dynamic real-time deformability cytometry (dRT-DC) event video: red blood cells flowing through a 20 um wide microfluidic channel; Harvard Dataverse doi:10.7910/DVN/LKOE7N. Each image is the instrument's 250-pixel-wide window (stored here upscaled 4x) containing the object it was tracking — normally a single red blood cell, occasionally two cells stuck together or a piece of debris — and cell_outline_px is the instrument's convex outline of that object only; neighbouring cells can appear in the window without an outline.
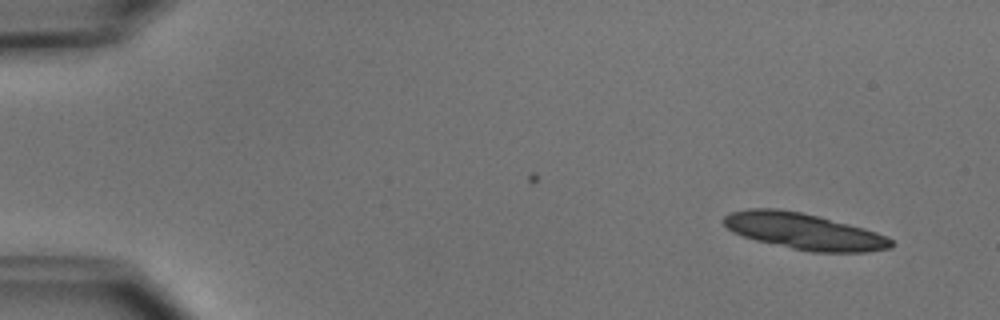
{"species": "common noctule bat (a hibernating species)", "species_latin": "Nyctalus noctula", "temperature_condition": "cold", "stored_images_in_passage": 5, "camera_frame_rate_fps": 3000, "um_per_image_px": 0.085, "animal": {"sex": "male", "body_mass_g": 15.6}, "frame": {"image": 1, "passage_image": 1, "time_ms": 0.0, "image_size_px": [1000, 320], "cell_outline_px": [[892, 248], [868, 252], [812, 252], [792, 248], [756, 240], [732, 232], [720, 220], [724, 216], [732, 212], [748, 208], [776, 208], [800, 212], [864, 228], [888, 236], [892, 240]], "centroid_in_image_um": [68.33, 19.66], "position_along_channel_um": 16.7, "area_um2": 35.14}}
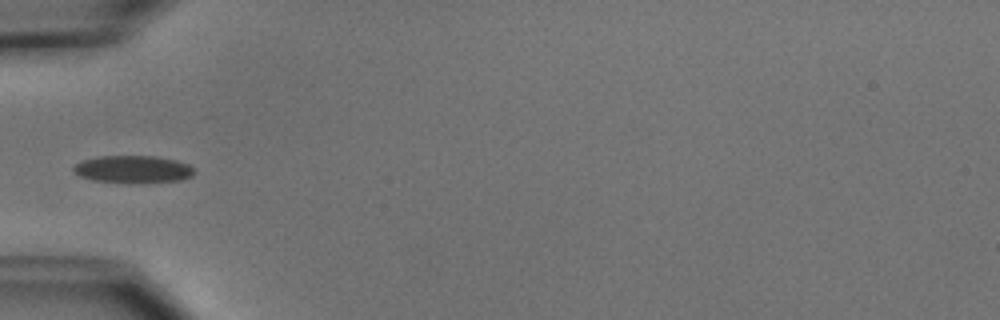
{"frame": {"image": 2, "passage_image": 5, "time_ms": 4.667, "image_size_px": [1000, 320], "cell_outline_px": [[196, 172], [192, 176], [180, 180], [140, 184], [92, 180], [80, 176], [72, 172], [72, 168], [76, 164], [84, 160], [96, 156], [156, 156], [176, 160], [188, 164], [196, 168]], "centroid_in_image_um": [11.34, 14.4], "position_along_channel_um": 73.7, "area_um2": 19.71}}